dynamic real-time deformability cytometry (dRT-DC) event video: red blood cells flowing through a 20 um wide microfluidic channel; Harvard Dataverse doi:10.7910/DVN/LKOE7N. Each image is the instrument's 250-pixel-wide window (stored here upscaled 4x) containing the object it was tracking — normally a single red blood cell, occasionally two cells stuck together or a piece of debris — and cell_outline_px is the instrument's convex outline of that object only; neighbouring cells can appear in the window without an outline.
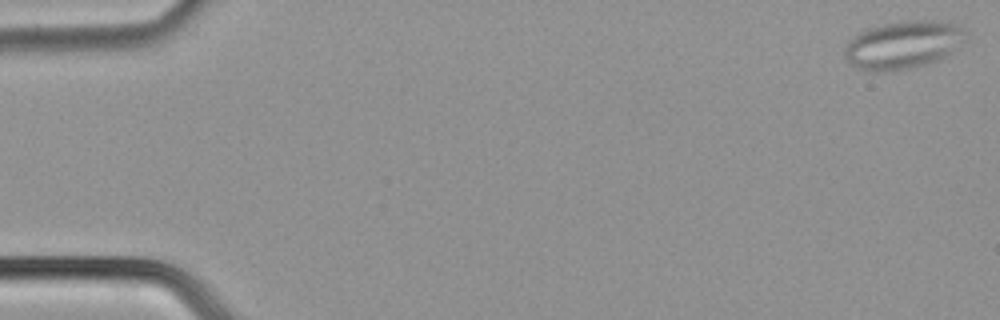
{"species": "common noctule bat (a hibernating species)", "species_latin": "Nyctalus noctula", "temperature_condition": "cold", "stored_images_in_passage": 50, "segment_of_instrument_passage": [1, 2], "camera_frame_rate_fps": 3000, "um_per_image_px": 0.085, "animal": {"sex": "male", "body_mass_g": 21.5, "forearm_length_mm": 52.0}, "frame": {"image": 1, "passage_image": 1, "time_ms": 0.0, "image_size_px": [1000, 320], "cell_outline_px": [[968, 32], [964, 40], [944, 56], [936, 60], [924, 64], [908, 68], [876, 72], [872, 72], [860, 68], [852, 64], [844, 56], [844, 48], [848, 40], [860, 32], [868, 28], [884, 24], [908, 20], [932, 20], [956, 24], [964, 28]], "centroid_in_image_um": [76.74, 3.79], "position_along_channel_um": 8.3, "area_um2": 33.35}}